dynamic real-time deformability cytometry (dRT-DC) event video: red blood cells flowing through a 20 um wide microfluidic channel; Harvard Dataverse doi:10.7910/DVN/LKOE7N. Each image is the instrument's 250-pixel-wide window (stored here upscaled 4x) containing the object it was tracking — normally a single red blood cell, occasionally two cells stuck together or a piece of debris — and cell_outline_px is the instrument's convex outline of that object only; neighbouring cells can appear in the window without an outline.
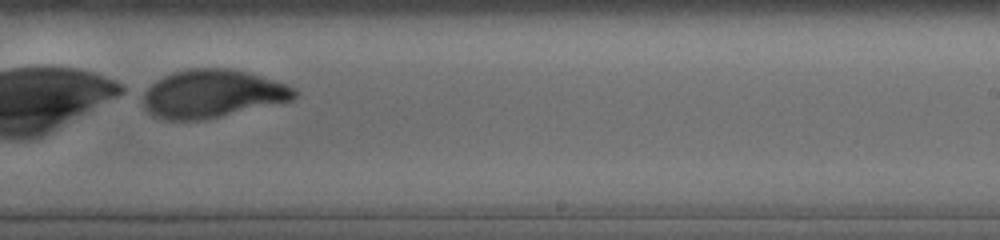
{"species": "human", "species_latin": "Homo sapiens", "temperature_condition": "cold", "stored_images_in_passage": 26, "camera_frame_rate_fps": 3000, "um_per_image_px": 0.085, "donor": {"sex": "male"}, "frame": {"image": 1, "passage_image": 20, "time_ms": 8.333, "image_size_px": [1000, 240], "cell_outline_px": [[296, 96], [292, 100], [200, 120], [168, 120], [156, 116], [148, 112], [144, 104], [140, 92], [156, 80], [172, 72], [188, 68], [228, 68], [244, 72], [284, 84], [296, 88]], "centroid_in_image_um": [17.95, 7.96], "position_along_channel_um": 271.0, "area_um2": 41.91}}